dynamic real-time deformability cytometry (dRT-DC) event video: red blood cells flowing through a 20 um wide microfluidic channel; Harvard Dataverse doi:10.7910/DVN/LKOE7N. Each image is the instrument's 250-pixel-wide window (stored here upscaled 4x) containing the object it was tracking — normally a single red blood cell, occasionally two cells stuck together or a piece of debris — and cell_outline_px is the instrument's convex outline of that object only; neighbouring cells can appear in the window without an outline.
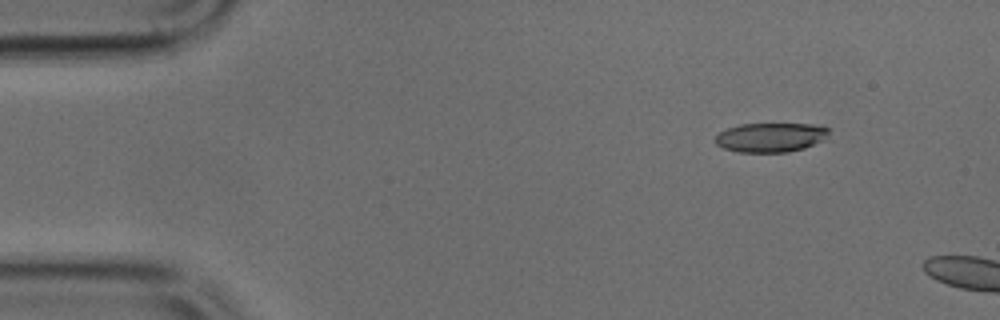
{"species": "common noctule bat (a hibernating species)", "species_latin": "Nyctalus noctula", "temperature_condition": "cold", "stored_images_in_passage": 4, "camera_frame_rate_fps": 3000, "um_per_image_px": 0.085, "animal": {"sex": "male", "body_mass_g": 17.9, "forearm_length_mm": 54.2}, "frame": {"image": 1, "passage_image": 1, "time_ms": 0.0, "image_size_px": [1000, 320], "cell_outline_px": [[828, 140], [804, 148], [788, 152], [736, 152], [724, 148], [716, 144], [712, 140], [720, 132], [728, 128], [740, 124], [820, 124], [828, 128]], "centroid_in_image_um": [65.54, 11.68], "position_along_channel_um": 19.5, "area_um2": 19.71}}